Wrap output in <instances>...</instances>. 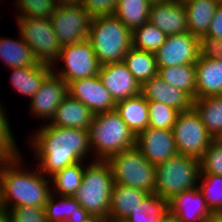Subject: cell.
<instances>
[{"instance_id":"obj_1","label":"cell","mask_w":222,"mask_h":222,"mask_svg":"<svg viewBox=\"0 0 222 222\" xmlns=\"http://www.w3.org/2000/svg\"><path fill=\"white\" fill-rule=\"evenodd\" d=\"M29 137L38 169L47 178L79 161L91 152L89 130L42 125Z\"/></svg>"},{"instance_id":"obj_2","label":"cell","mask_w":222,"mask_h":222,"mask_svg":"<svg viewBox=\"0 0 222 222\" xmlns=\"http://www.w3.org/2000/svg\"><path fill=\"white\" fill-rule=\"evenodd\" d=\"M23 155L0 160V207L5 209L31 206L43 207L52 190L48 179L36 167L35 171L23 165ZM22 167V168H21ZM28 169V170H27Z\"/></svg>"},{"instance_id":"obj_3","label":"cell","mask_w":222,"mask_h":222,"mask_svg":"<svg viewBox=\"0 0 222 222\" xmlns=\"http://www.w3.org/2000/svg\"><path fill=\"white\" fill-rule=\"evenodd\" d=\"M91 152H96L94 160L107 161L113 155L136 146V136L122 120L118 112L95 114L89 128Z\"/></svg>"},{"instance_id":"obj_4","label":"cell","mask_w":222,"mask_h":222,"mask_svg":"<svg viewBox=\"0 0 222 222\" xmlns=\"http://www.w3.org/2000/svg\"><path fill=\"white\" fill-rule=\"evenodd\" d=\"M87 39L101 66L122 62L132 47V31L115 15L93 17Z\"/></svg>"},{"instance_id":"obj_5","label":"cell","mask_w":222,"mask_h":222,"mask_svg":"<svg viewBox=\"0 0 222 222\" xmlns=\"http://www.w3.org/2000/svg\"><path fill=\"white\" fill-rule=\"evenodd\" d=\"M86 165L81 186L73 197L89 215L108 219L114 184L111 167L107 161L102 160H93Z\"/></svg>"},{"instance_id":"obj_6","label":"cell","mask_w":222,"mask_h":222,"mask_svg":"<svg viewBox=\"0 0 222 222\" xmlns=\"http://www.w3.org/2000/svg\"><path fill=\"white\" fill-rule=\"evenodd\" d=\"M200 160L177 153L156 165L155 194L169 201L175 195L198 187Z\"/></svg>"},{"instance_id":"obj_7","label":"cell","mask_w":222,"mask_h":222,"mask_svg":"<svg viewBox=\"0 0 222 222\" xmlns=\"http://www.w3.org/2000/svg\"><path fill=\"white\" fill-rule=\"evenodd\" d=\"M114 184L125 185L155 194L156 165L149 162L135 146L110 157Z\"/></svg>"},{"instance_id":"obj_8","label":"cell","mask_w":222,"mask_h":222,"mask_svg":"<svg viewBox=\"0 0 222 222\" xmlns=\"http://www.w3.org/2000/svg\"><path fill=\"white\" fill-rule=\"evenodd\" d=\"M20 37L31 47L39 63L52 66L61 51V44L47 18H16Z\"/></svg>"},{"instance_id":"obj_9","label":"cell","mask_w":222,"mask_h":222,"mask_svg":"<svg viewBox=\"0 0 222 222\" xmlns=\"http://www.w3.org/2000/svg\"><path fill=\"white\" fill-rule=\"evenodd\" d=\"M61 61L64 62L65 68L64 66L57 68L58 62ZM51 67L52 72L61 77L68 85L74 80L98 75L101 64L90 41L85 39L75 44L62 46L58 58Z\"/></svg>"},{"instance_id":"obj_10","label":"cell","mask_w":222,"mask_h":222,"mask_svg":"<svg viewBox=\"0 0 222 222\" xmlns=\"http://www.w3.org/2000/svg\"><path fill=\"white\" fill-rule=\"evenodd\" d=\"M172 130L178 153L197 160L213 141L194 108L179 112Z\"/></svg>"},{"instance_id":"obj_11","label":"cell","mask_w":222,"mask_h":222,"mask_svg":"<svg viewBox=\"0 0 222 222\" xmlns=\"http://www.w3.org/2000/svg\"><path fill=\"white\" fill-rule=\"evenodd\" d=\"M61 46L88 38L92 17L82 6H58L50 18Z\"/></svg>"},{"instance_id":"obj_12","label":"cell","mask_w":222,"mask_h":222,"mask_svg":"<svg viewBox=\"0 0 222 222\" xmlns=\"http://www.w3.org/2000/svg\"><path fill=\"white\" fill-rule=\"evenodd\" d=\"M155 56L157 67L195 64L200 56L199 38L189 32L168 35Z\"/></svg>"},{"instance_id":"obj_13","label":"cell","mask_w":222,"mask_h":222,"mask_svg":"<svg viewBox=\"0 0 222 222\" xmlns=\"http://www.w3.org/2000/svg\"><path fill=\"white\" fill-rule=\"evenodd\" d=\"M136 147L154 165L178 153L173 130L147 127L136 136Z\"/></svg>"},{"instance_id":"obj_14","label":"cell","mask_w":222,"mask_h":222,"mask_svg":"<svg viewBox=\"0 0 222 222\" xmlns=\"http://www.w3.org/2000/svg\"><path fill=\"white\" fill-rule=\"evenodd\" d=\"M68 95L67 83L53 72L45 79L38 92L31 98V116L51 121L57 107Z\"/></svg>"},{"instance_id":"obj_15","label":"cell","mask_w":222,"mask_h":222,"mask_svg":"<svg viewBox=\"0 0 222 222\" xmlns=\"http://www.w3.org/2000/svg\"><path fill=\"white\" fill-rule=\"evenodd\" d=\"M68 94L81 101L95 114L115 109L116 103L98 75L70 82Z\"/></svg>"},{"instance_id":"obj_16","label":"cell","mask_w":222,"mask_h":222,"mask_svg":"<svg viewBox=\"0 0 222 222\" xmlns=\"http://www.w3.org/2000/svg\"><path fill=\"white\" fill-rule=\"evenodd\" d=\"M98 76L115 103L141 94V85L123 61L101 66Z\"/></svg>"},{"instance_id":"obj_17","label":"cell","mask_w":222,"mask_h":222,"mask_svg":"<svg viewBox=\"0 0 222 222\" xmlns=\"http://www.w3.org/2000/svg\"><path fill=\"white\" fill-rule=\"evenodd\" d=\"M148 21L167 36L188 32L185 6L176 0L151 4Z\"/></svg>"},{"instance_id":"obj_18","label":"cell","mask_w":222,"mask_h":222,"mask_svg":"<svg viewBox=\"0 0 222 222\" xmlns=\"http://www.w3.org/2000/svg\"><path fill=\"white\" fill-rule=\"evenodd\" d=\"M141 95L147 101L164 103L179 112L193 108L194 99L189 94L168 84L158 75L141 85Z\"/></svg>"},{"instance_id":"obj_19","label":"cell","mask_w":222,"mask_h":222,"mask_svg":"<svg viewBox=\"0 0 222 222\" xmlns=\"http://www.w3.org/2000/svg\"><path fill=\"white\" fill-rule=\"evenodd\" d=\"M168 208L183 222H204L212 213L198 187L175 195Z\"/></svg>"},{"instance_id":"obj_20","label":"cell","mask_w":222,"mask_h":222,"mask_svg":"<svg viewBox=\"0 0 222 222\" xmlns=\"http://www.w3.org/2000/svg\"><path fill=\"white\" fill-rule=\"evenodd\" d=\"M95 113L69 94L57 107L50 125L89 130Z\"/></svg>"},{"instance_id":"obj_21","label":"cell","mask_w":222,"mask_h":222,"mask_svg":"<svg viewBox=\"0 0 222 222\" xmlns=\"http://www.w3.org/2000/svg\"><path fill=\"white\" fill-rule=\"evenodd\" d=\"M196 69L195 99L222 95V59H206L199 56Z\"/></svg>"},{"instance_id":"obj_22","label":"cell","mask_w":222,"mask_h":222,"mask_svg":"<svg viewBox=\"0 0 222 222\" xmlns=\"http://www.w3.org/2000/svg\"><path fill=\"white\" fill-rule=\"evenodd\" d=\"M10 84L19 94L30 97L38 92L45 79L52 73V67L40 64L28 67L10 68Z\"/></svg>"},{"instance_id":"obj_23","label":"cell","mask_w":222,"mask_h":222,"mask_svg":"<svg viewBox=\"0 0 222 222\" xmlns=\"http://www.w3.org/2000/svg\"><path fill=\"white\" fill-rule=\"evenodd\" d=\"M220 4L218 0H190L185 3L188 32L199 39L206 35Z\"/></svg>"},{"instance_id":"obj_24","label":"cell","mask_w":222,"mask_h":222,"mask_svg":"<svg viewBox=\"0 0 222 222\" xmlns=\"http://www.w3.org/2000/svg\"><path fill=\"white\" fill-rule=\"evenodd\" d=\"M115 110L135 136L148 127V101L141 94L118 101Z\"/></svg>"},{"instance_id":"obj_25","label":"cell","mask_w":222,"mask_h":222,"mask_svg":"<svg viewBox=\"0 0 222 222\" xmlns=\"http://www.w3.org/2000/svg\"><path fill=\"white\" fill-rule=\"evenodd\" d=\"M45 211L49 222H81L89 215L73 196H56L53 193L48 198Z\"/></svg>"},{"instance_id":"obj_26","label":"cell","mask_w":222,"mask_h":222,"mask_svg":"<svg viewBox=\"0 0 222 222\" xmlns=\"http://www.w3.org/2000/svg\"><path fill=\"white\" fill-rule=\"evenodd\" d=\"M148 195L149 193L134 187L113 184L109 218H127Z\"/></svg>"},{"instance_id":"obj_27","label":"cell","mask_w":222,"mask_h":222,"mask_svg":"<svg viewBox=\"0 0 222 222\" xmlns=\"http://www.w3.org/2000/svg\"><path fill=\"white\" fill-rule=\"evenodd\" d=\"M193 108L213 140L222 139V95L194 99Z\"/></svg>"},{"instance_id":"obj_28","label":"cell","mask_w":222,"mask_h":222,"mask_svg":"<svg viewBox=\"0 0 222 222\" xmlns=\"http://www.w3.org/2000/svg\"><path fill=\"white\" fill-rule=\"evenodd\" d=\"M0 38V59L10 69L14 67H28L41 63L33 55L31 47L21 38Z\"/></svg>"},{"instance_id":"obj_29","label":"cell","mask_w":222,"mask_h":222,"mask_svg":"<svg viewBox=\"0 0 222 222\" xmlns=\"http://www.w3.org/2000/svg\"><path fill=\"white\" fill-rule=\"evenodd\" d=\"M123 62L140 85L157 75L158 68L154 53L131 47Z\"/></svg>"},{"instance_id":"obj_30","label":"cell","mask_w":222,"mask_h":222,"mask_svg":"<svg viewBox=\"0 0 222 222\" xmlns=\"http://www.w3.org/2000/svg\"><path fill=\"white\" fill-rule=\"evenodd\" d=\"M148 0H118L114 15L131 31L148 22Z\"/></svg>"},{"instance_id":"obj_31","label":"cell","mask_w":222,"mask_h":222,"mask_svg":"<svg viewBox=\"0 0 222 222\" xmlns=\"http://www.w3.org/2000/svg\"><path fill=\"white\" fill-rule=\"evenodd\" d=\"M157 68V75L165 82L186 92L195 99L196 69L194 64Z\"/></svg>"},{"instance_id":"obj_32","label":"cell","mask_w":222,"mask_h":222,"mask_svg":"<svg viewBox=\"0 0 222 222\" xmlns=\"http://www.w3.org/2000/svg\"><path fill=\"white\" fill-rule=\"evenodd\" d=\"M84 163V161H79L52 175L50 177L52 193L59 196H73L81 186Z\"/></svg>"},{"instance_id":"obj_33","label":"cell","mask_w":222,"mask_h":222,"mask_svg":"<svg viewBox=\"0 0 222 222\" xmlns=\"http://www.w3.org/2000/svg\"><path fill=\"white\" fill-rule=\"evenodd\" d=\"M168 210L166 199L157 194H149L127 219L131 222H159Z\"/></svg>"},{"instance_id":"obj_34","label":"cell","mask_w":222,"mask_h":222,"mask_svg":"<svg viewBox=\"0 0 222 222\" xmlns=\"http://www.w3.org/2000/svg\"><path fill=\"white\" fill-rule=\"evenodd\" d=\"M166 38L164 32L148 21L132 31V47L155 54Z\"/></svg>"},{"instance_id":"obj_35","label":"cell","mask_w":222,"mask_h":222,"mask_svg":"<svg viewBox=\"0 0 222 222\" xmlns=\"http://www.w3.org/2000/svg\"><path fill=\"white\" fill-rule=\"evenodd\" d=\"M198 189L212 213L222 212V177L213 174H200Z\"/></svg>"},{"instance_id":"obj_36","label":"cell","mask_w":222,"mask_h":222,"mask_svg":"<svg viewBox=\"0 0 222 222\" xmlns=\"http://www.w3.org/2000/svg\"><path fill=\"white\" fill-rule=\"evenodd\" d=\"M16 17L50 19L57 9L56 0H14ZM20 12V13H19Z\"/></svg>"},{"instance_id":"obj_37","label":"cell","mask_w":222,"mask_h":222,"mask_svg":"<svg viewBox=\"0 0 222 222\" xmlns=\"http://www.w3.org/2000/svg\"><path fill=\"white\" fill-rule=\"evenodd\" d=\"M148 127L172 130L179 111L164 103L148 101Z\"/></svg>"},{"instance_id":"obj_38","label":"cell","mask_w":222,"mask_h":222,"mask_svg":"<svg viewBox=\"0 0 222 222\" xmlns=\"http://www.w3.org/2000/svg\"><path fill=\"white\" fill-rule=\"evenodd\" d=\"M11 128L6 111L4 112L0 103V160H8L21 155Z\"/></svg>"},{"instance_id":"obj_39","label":"cell","mask_w":222,"mask_h":222,"mask_svg":"<svg viewBox=\"0 0 222 222\" xmlns=\"http://www.w3.org/2000/svg\"><path fill=\"white\" fill-rule=\"evenodd\" d=\"M200 174L222 177V139L213 140L200 160Z\"/></svg>"},{"instance_id":"obj_40","label":"cell","mask_w":222,"mask_h":222,"mask_svg":"<svg viewBox=\"0 0 222 222\" xmlns=\"http://www.w3.org/2000/svg\"><path fill=\"white\" fill-rule=\"evenodd\" d=\"M7 210L12 222H49L43 207L20 206Z\"/></svg>"},{"instance_id":"obj_41","label":"cell","mask_w":222,"mask_h":222,"mask_svg":"<svg viewBox=\"0 0 222 222\" xmlns=\"http://www.w3.org/2000/svg\"><path fill=\"white\" fill-rule=\"evenodd\" d=\"M118 0H83L82 7L93 17L114 15Z\"/></svg>"},{"instance_id":"obj_42","label":"cell","mask_w":222,"mask_h":222,"mask_svg":"<svg viewBox=\"0 0 222 222\" xmlns=\"http://www.w3.org/2000/svg\"><path fill=\"white\" fill-rule=\"evenodd\" d=\"M200 56L206 59H222V39L202 36L199 39Z\"/></svg>"},{"instance_id":"obj_43","label":"cell","mask_w":222,"mask_h":222,"mask_svg":"<svg viewBox=\"0 0 222 222\" xmlns=\"http://www.w3.org/2000/svg\"><path fill=\"white\" fill-rule=\"evenodd\" d=\"M206 36L222 39V5L220 4L211 20Z\"/></svg>"},{"instance_id":"obj_44","label":"cell","mask_w":222,"mask_h":222,"mask_svg":"<svg viewBox=\"0 0 222 222\" xmlns=\"http://www.w3.org/2000/svg\"><path fill=\"white\" fill-rule=\"evenodd\" d=\"M57 6H82L83 0H56Z\"/></svg>"},{"instance_id":"obj_45","label":"cell","mask_w":222,"mask_h":222,"mask_svg":"<svg viewBox=\"0 0 222 222\" xmlns=\"http://www.w3.org/2000/svg\"><path fill=\"white\" fill-rule=\"evenodd\" d=\"M159 222H183L181 221L177 215L173 214L170 210H168Z\"/></svg>"},{"instance_id":"obj_46","label":"cell","mask_w":222,"mask_h":222,"mask_svg":"<svg viewBox=\"0 0 222 222\" xmlns=\"http://www.w3.org/2000/svg\"><path fill=\"white\" fill-rule=\"evenodd\" d=\"M0 222H12L8 210L2 207H0Z\"/></svg>"},{"instance_id":"obj_47","label":"cell","mask_w":222,"mask_h":222,"mask_svg":"<svg viewBox=\"0 0 222 222\" xmlns=\"http://www.w3.org/2000/svg\"><path fill=\"white\" fill-rule=\"evenodd\" d=\"M204 222H222V212L211 213Z\"/></svg>"},{"instance_id":"obj_48","label":"cell","mask_w":222,"mask_h":222,"mask_svg":"<svg viewBox=\"0 0 222 222\" xmlns=\"http://www.w3.org/2000/svg\"><path fill=\"white\" fill-rule=\"evenodd\" d=\"M81 222H107L106 218L96 216V215H88L83 221Z\"/></svg>"},{"instance_id":"obj_49","label":"cell","mask_w":222,"mask_h":222,"mask_svg":"<svg viewBox=\"0 0 222 222\" xmlns=\"http://www.w3.org/2000/svg\"><path fill=\"white\" fill-rule=\"evenodd\" d=\"M107 222H131L127 218H108Z\"/></svg>"},{"instance_id":"obj_50","label":"cell","mask_w":222,"mask_h":222,"mask_svg":"<svg viewBox=\"0 0 222 222\" xmlns=\"http://www.w3.org/2000/svg\"><path fill=\"white\" fill-rule=\"evenodd\" d=\"M151 4L154 3H161V2H165V1H170V0H148Z\"/></svg>"},{"instance_id":"obj_51","label":"cell","mask_w":222,"mask_h":222,"mask_svg":"<svg viewBox=\"0 0 222 222\" xmlns=\"http://www.w3.org/2000/svg\"><path fill=\"white\" fill-rule=\"evenodd\" d=\"M176 1H178L181 4H185V3L189 2L190 0H176Z\"/></svg>"}]
</instances>
